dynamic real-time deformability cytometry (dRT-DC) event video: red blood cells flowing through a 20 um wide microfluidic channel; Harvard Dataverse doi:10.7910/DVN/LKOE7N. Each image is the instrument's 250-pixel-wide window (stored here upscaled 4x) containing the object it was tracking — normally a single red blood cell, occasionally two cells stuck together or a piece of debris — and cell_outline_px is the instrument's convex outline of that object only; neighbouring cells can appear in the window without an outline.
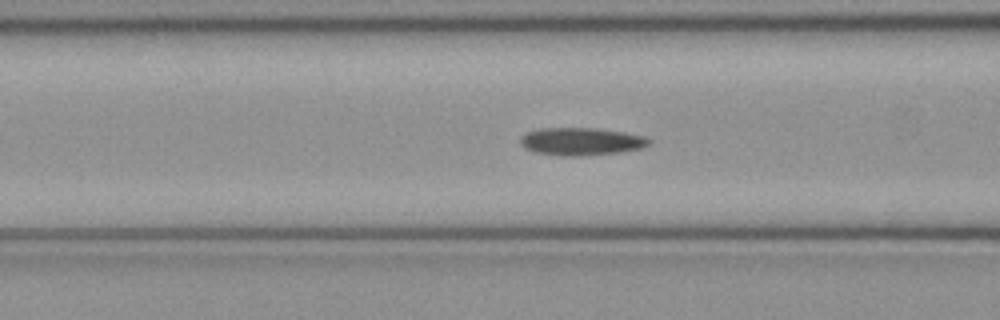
{"species": "common noctule bat (a hibernating species)", "species_latin": "Nyctalus noctula", "temperature_condition": "cold", "stored_images_in_passage": 39, "camera_frame_rate_fps": 3000, "um_per_image_px": 0.085, "animal": {"sex": "female", "body_mass_g": 21.9}, "frame": {"image": 1, "passage_image": 15, "time_ms": 4.667, "image_size_px": [1000, 320], "cell_outline_px": [[652, 140], [644, 148], [620, 152], [580, 156], [560, 156], [536, 152], [524, 148], [520, 144], [520, 140], [528, 132], [540, 128], [596, 128], [624, 132], [644, 136]], "centroid_in_image_um": [49.43, 12.03], "position_along_channel_um": 117.2, "area_um2": 20.75}}
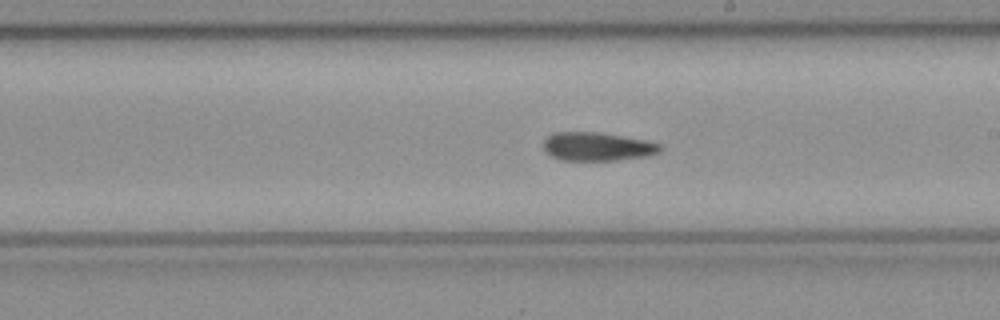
{"frame": {"image": 2, "passage_image": 24, "time_ms": 7.667, "image_size_px": [1000, 320], "cell_outline_px": [[664, 148], [660, 152], [648, 156], [616, 160], [560, 160], [544, 152], [544, 140], [552, 132], [600, 132], [644, 140], [660, 144]], "centroid_in_image_um": [50.76, 12.46], "position_along_channel_um": 238.2, "area_um2": 19.48}}
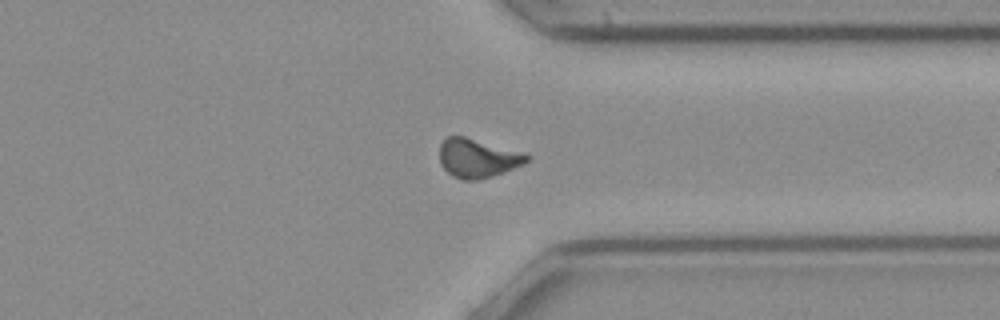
{"frame": {"image": 3, "passage_image": 34, "time_ms": 11.0, "image_size_px": [1000, 320], "cell_outline_px": [[532, 156], [524, 164], [504, 172], [476, 180], [464, 180], [452, 176], [440, 164], [440, 144], [448, 136], [464, 136], [528, 152]], "centroid_in_image_um": [40.65, 13.42], "position_along_channel_um": 370.7, "area_um2": 20.06}}